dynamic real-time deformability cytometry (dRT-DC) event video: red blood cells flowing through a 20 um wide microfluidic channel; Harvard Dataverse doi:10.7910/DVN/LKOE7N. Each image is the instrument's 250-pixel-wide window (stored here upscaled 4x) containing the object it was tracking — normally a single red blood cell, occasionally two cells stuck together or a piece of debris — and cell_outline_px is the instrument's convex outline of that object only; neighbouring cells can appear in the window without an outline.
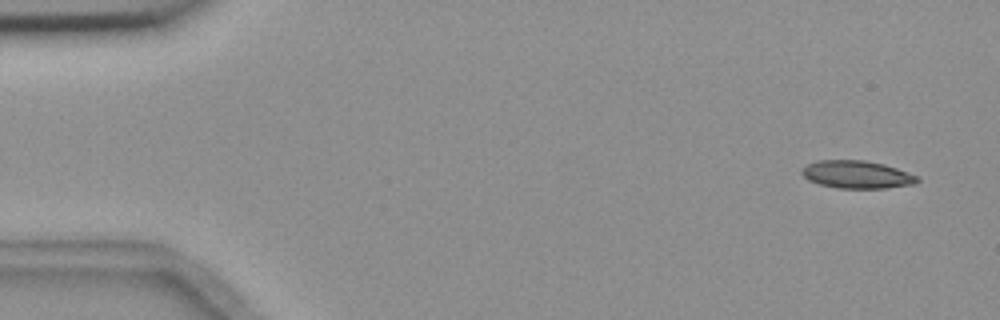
{"species": "common noctule bat (a hibernating species)", "species_latin": "Nyctalus noctula", "temperature_condition": "room temperature", "stored_images_in_passage": 4, "camera_frame_rate_fps": 3000, "um_per_image_px": 0.085, "animal": {"sex": "female", "body_mass_g": 18.4}, "frame": {"image": 1, "passage_image": 1, "time_ms": 0.0, "image_size_px": [1000, 320], "cell_outline_px": [[920, 180], [912, 184], [884, 188], [840, 188], [820, 184], [808, 180], [800, 172], [808, 164], [816, 160], [864, 160], [884, 164], [908, 172], [916, 176]], "centroid_in_image_um": [72.81, 14.82], "position_along_channel_um": 12.2, "area_um2": 18.44}}